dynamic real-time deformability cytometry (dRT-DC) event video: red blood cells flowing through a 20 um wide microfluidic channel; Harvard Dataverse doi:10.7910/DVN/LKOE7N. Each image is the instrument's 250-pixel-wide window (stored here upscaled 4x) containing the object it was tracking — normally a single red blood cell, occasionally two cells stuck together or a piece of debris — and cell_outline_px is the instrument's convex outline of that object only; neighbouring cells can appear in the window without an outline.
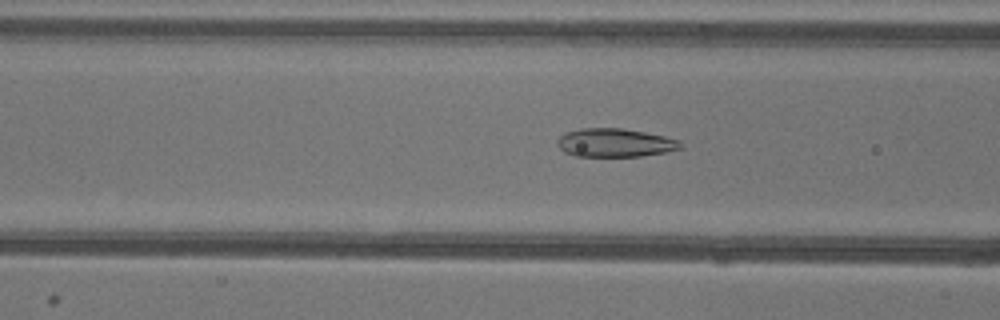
{"species": "common noctule bat (a hibernating species)", "species_latin": "Nyctalus noctula", "temperature_condition": "warm", "stored_images_in_passage": 52, "camera_frame_rate_fps": 3000, "um_per_image_px": 0.085, "animal": {"sex": "female"}, "frame": {"image": 1, "passage_image": 20, "time_ms": 6.333, "image_size_px": [1000, 320], "cell_outline_px": [[684, 148], [664, 152], [640, 156], [576, 156], [564, 152], [556, 144], [556, 140], [564, 132], [580, 128], [620, 128], [644, 132], [664, 136], [680, 140], [684, 144]], "centroid_in_image_um": [52.27, 12.13], "position_along_channel_um": 114.3, "area_um2": 20.58}}
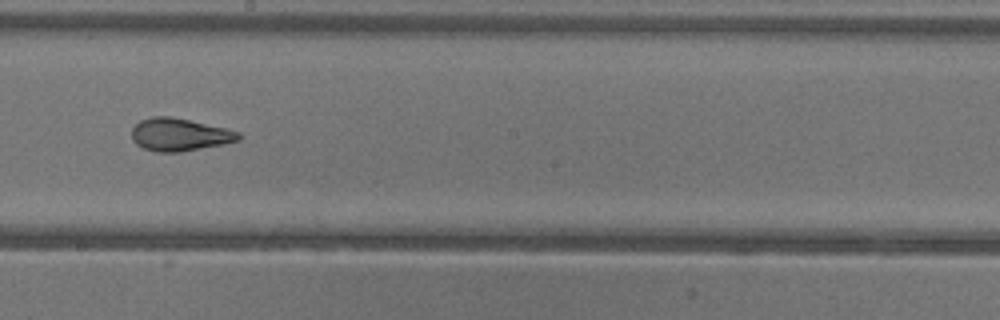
{"frame": {"image": 2, "passage_image": 29, "time_ms": 9.333, "image_size_px": [1000, 320], "cell_outline_px": [[240, 140], [224, 144], [180, 152], [156, 152], [144, 148], [136, 144], [132, 140], [132, 128], [140, 120], [152, 116], [172, 116], [224, 128], [240, 132]], "centroid_in_image_um": [15.24, 11.44], "position_along_channel_um": 233.0, "area_um2": 20.35}}
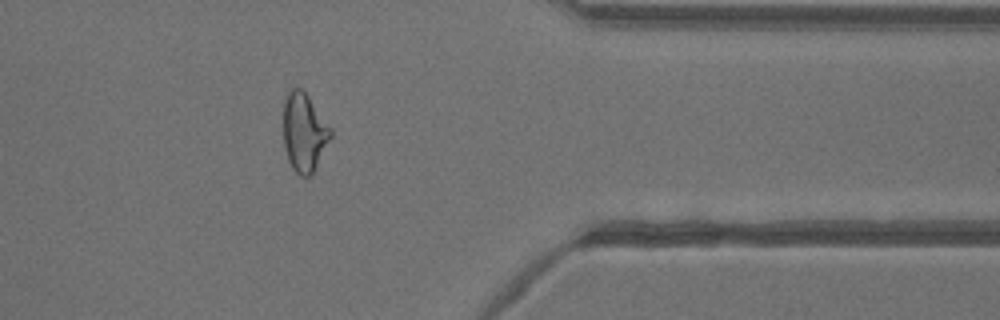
{"frame": {"image": 3, "passage_image": 42, "time_ms": 13.667, "image_size_px": [1000, 320], "cell_outline_px": [[332, 136], [312, 176], [300, 176], [292, 168], [288, 160], [284, 148], [284, 100], [288, 92], [292, 88], [300, 88], [308, 96], [332, 128]], "centroid_in_image_um": [25.86, 11.28], "position_along_channel_um": 385.5, "area_um2": 21.73}, "authors_computed_cell_mechanics": {"area_um2": 22.4264, "velocity_mm_per_s": 3.9537, "shape_relaxation_time_tau1_ms": 10.3653, "shape_relaxation_time_tau2_ms": 1.3476, "deformation_change_tau1": 0.2666, "deformation_change_tau2": 0.0714}}